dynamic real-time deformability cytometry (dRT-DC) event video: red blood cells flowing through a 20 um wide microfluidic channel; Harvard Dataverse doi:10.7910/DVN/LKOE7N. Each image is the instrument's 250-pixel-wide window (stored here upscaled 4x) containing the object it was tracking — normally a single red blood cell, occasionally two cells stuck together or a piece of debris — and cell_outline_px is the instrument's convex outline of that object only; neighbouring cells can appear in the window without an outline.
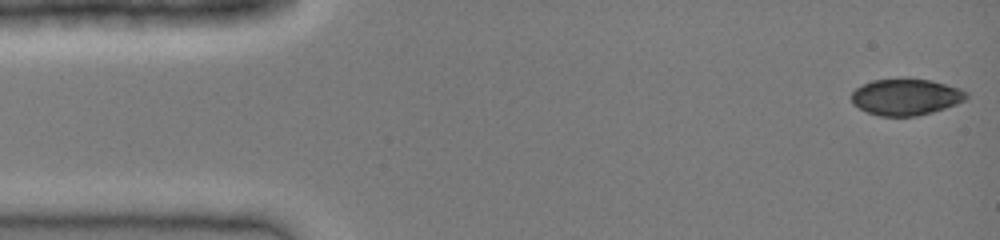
{"species": "common noctule bat (a hibernating species)", "species_latin": "Nyctalus noctula", "temperature_condition": "cold", "stored_images_in_passage": 40, "camera_frame_rate_fps": 3000, "um_per_image_px": 0.085, "animal": {"sex": "female", "body_mass_g": 19.0, "forearm_length_mm": 51.5}, "frame": {"image": 1, "passage_image": 1, "time_ms": 0.0, "image_size_px": [1000, 240], "cell_outline_px": [[968, 96], [964, 100], [956, 104], [932, 112], [916, 116], [880, 116], [868, 112], [860, 108], [852, 100], [852, 92], [856, 88], [872, 80], [908, 76], [932, 80], [960, 88], [968, 92]], "centroid_in_image_um": [77.03, 8.2], "position_along_channel_um": 8.0, "area_um2": 24.74}}
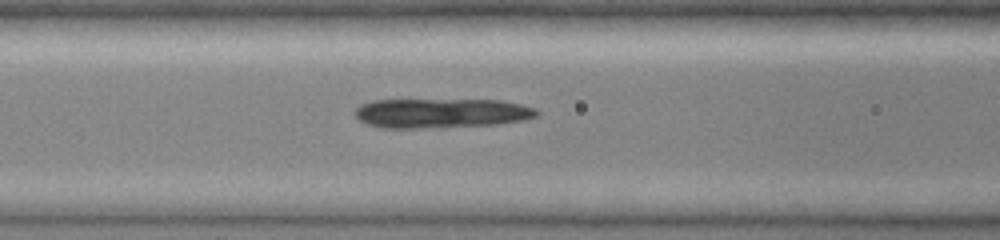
{"frame": {"image": 2, "passage_image": 16, "time_ms": 5.0, "image_size_px": [1000, 240], "cell_outline_px": [[540, 112], [536, 116], [524, 120], [496, 124], [420, 128], [380, 128], [364, 124], [352, 112], [360, 104], [372, 100], [500, 100], [520, 104], [536, 108]], "centroid_in_image_um": [37.45, 9.62], "position_along_channel_um": 129.1, "area_um2": 31.44}}
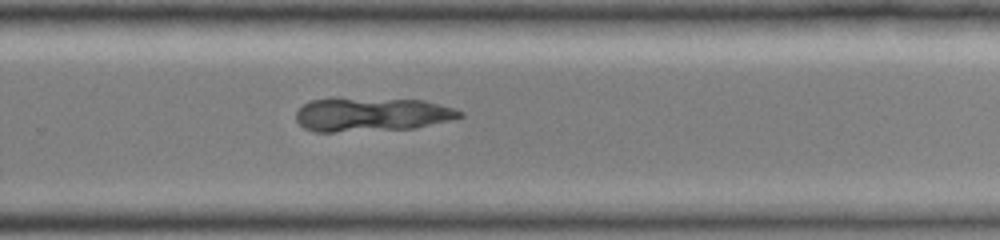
{"frame": {"image": 3, "passage_image": 27, "time_ms": 8.667, "image_size_px": [1000, 240], "cell_outline_px": [[464, 116], [416, 128], [332, 132], [312, 132], [304, 128], [296, 120], [296, 112], [304, 104], [312, 100], [332, 96], [336, 96], [424, 100], [452, 108], [464, 112]], "centroid_in_image_um": [31.52, 9.7], "position_along_channel_um": 298.3, "area_um2": 33.0}}